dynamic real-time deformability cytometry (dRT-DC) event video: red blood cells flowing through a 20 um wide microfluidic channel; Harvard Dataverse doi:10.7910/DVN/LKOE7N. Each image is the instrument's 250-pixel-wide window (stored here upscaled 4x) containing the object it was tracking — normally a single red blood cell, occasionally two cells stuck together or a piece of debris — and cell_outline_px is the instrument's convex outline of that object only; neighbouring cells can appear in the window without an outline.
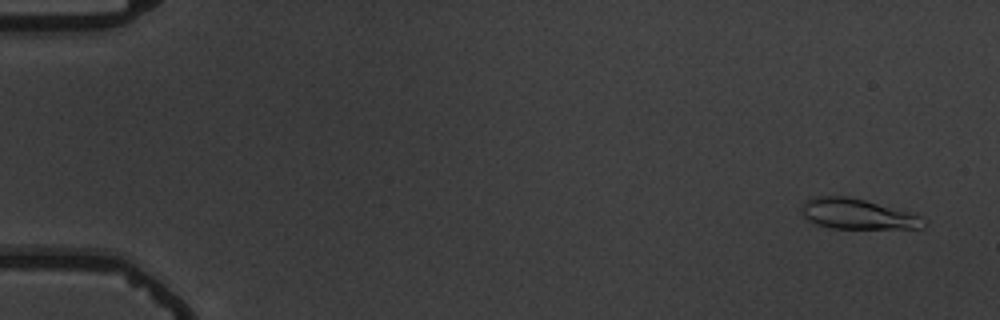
{"species": "common noctule bat (a hibernating species)", "species_latin": "Nyctalus noctula", "temperature_condition": "warm", "stored_images_in_passage": 6, "camera_frame_rate_fps": 3000, "um_per_image_px": 0.085, "animal": {"sex": "male", "body_mass_g": 19.5, "forearm_length_mm": 54.6}, "frame": {"image": 1, "passage_image": 1, "time_ms": 0.0, "image_size_px": [1000, 320], "cell_outline_px": [[928, 224], [924, 228], [832, 228], [816, 224], [808, 220], [804, 216], [804, 204], [808, 200], [816, 196], [848, 196], [864, 200], [920, 216]], "centroid_in_image_um": [72.9, 18.2], "position_along_channel_um": 12.1, "area_um2": 20.98}}
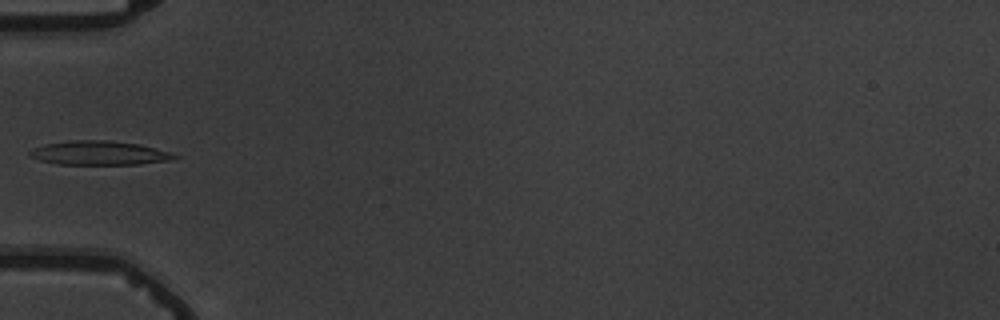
{"frame": {"image": 2, "passage_image": 5, "time_ms": 5.667, "image_size_px": [1000, 320], "cell_outline_px": [[180, 156], [176, 160], [140, 164], [56, 164], [40, 160], [28, 156], [28, 152], [32, 148], [44, 144], [72, 140], [108, 140], [140, 144], [168, 152]], "centroid_in_image_um": [8.43, 13.0], "position_along_channel_um": 76.6, "area_um2": 20.4}}
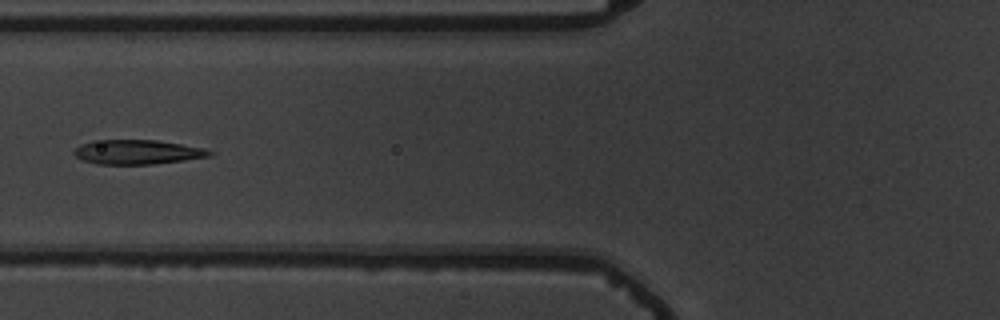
{"frame": {"image": 3, "passage_image": 6, "time_ms": 6.667, "image_size_px": [1000, 320], "cell_outline_px": [[212, 156], [184, 160], [152, 164], [96, 164], [84, 160], [76, 156], [72, 152], [80, 144], [92, 140], [156, 140], [180, 144], [200, 148], [212, 152]], "centroid_in_image_um": [11.62, 12.92], "position_along_channel_um": 114.2, "area_um2": 19.07}}